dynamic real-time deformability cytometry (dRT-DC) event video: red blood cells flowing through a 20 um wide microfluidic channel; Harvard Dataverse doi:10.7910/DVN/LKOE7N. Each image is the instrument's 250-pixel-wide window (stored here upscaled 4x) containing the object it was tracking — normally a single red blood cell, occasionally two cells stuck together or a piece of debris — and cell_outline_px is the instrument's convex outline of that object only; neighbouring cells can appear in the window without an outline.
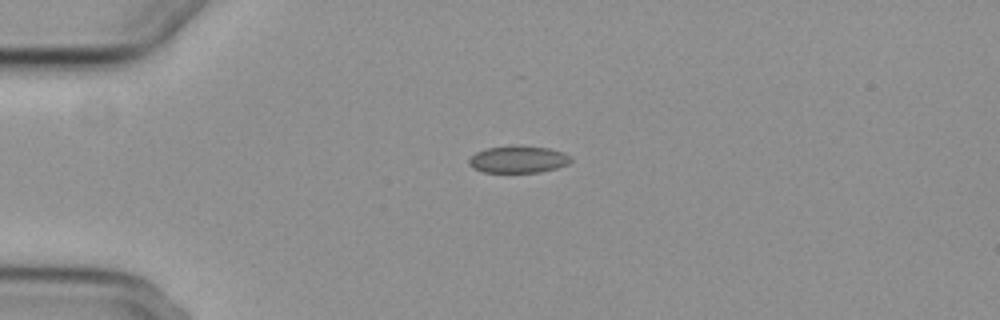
{"species": "common noctule bat (a hibernating species)", "species_latin": "Nyctalus noctula", "temperature_condition": "cold", "stored_images_in_passage": 1, "camera_frame_rate_fps": 3000, "um_per_image_px": 0.085, "animal": {"sex": "female", "body_mass_g": 29.2, "forearm_length_mm": 56.3}, "frame": {"image": 1, "passage_image": 1, "time_ms": 0.0, "image_size_px": [1000, 320], "cell_outline_px": [[572, 160], [568, 164], [556, 168], [540, 172], [480, 172], [472, 168], [468, 164], [468, 160], [476, 152], [488, 148], [548, 148], [564, 152], [572, 156]], "centroid_in_image_um": [44.06, 13.59], "position_along_channel_um": 40.9, "area_um2": 15.49}}